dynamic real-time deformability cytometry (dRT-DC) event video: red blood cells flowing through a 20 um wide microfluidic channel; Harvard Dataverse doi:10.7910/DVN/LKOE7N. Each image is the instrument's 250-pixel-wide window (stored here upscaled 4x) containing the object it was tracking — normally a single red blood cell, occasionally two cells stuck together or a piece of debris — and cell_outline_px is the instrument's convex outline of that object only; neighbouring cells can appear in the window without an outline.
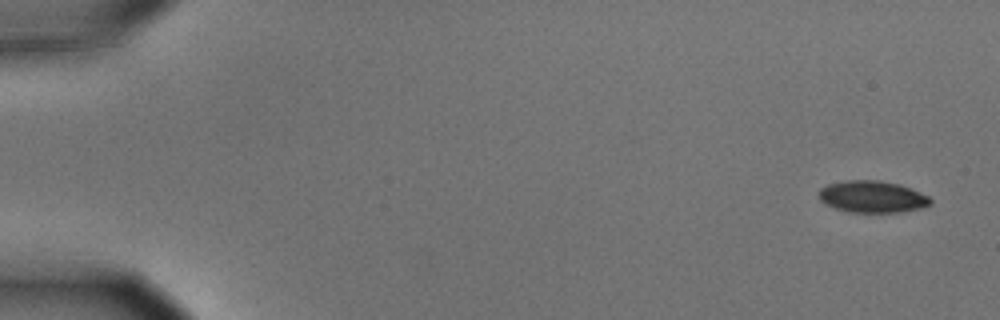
{"species": "common noctule bat (a hibernating species)", "species_latin": "Nyctalus noctula", "temperature_condition": "cold", "stored_images_in_passage": 5, "camera_frame_rate_fps": 3000, "um_per_image_px": 0.085, "animal": {"sex": "male", "body_mass_g": 15.6}, "frame": {"image": 1, "passage_image": 1, "time_ms": 0.0, "image_size_px": [1000, 320], "cell_outline_px": [[932, 204], [920, 208], [900, 212], [848, 212], [836, 208], [820, 200], [820, 188], [828, 184], [844, 180], [880, 180], [900, 184], [920, 192], [928, 196], [932, 200]], "centroid_in_image_um": [74.17, 16.71], "position_along_channel_um": 10.8, "area_um2": 20.63}}
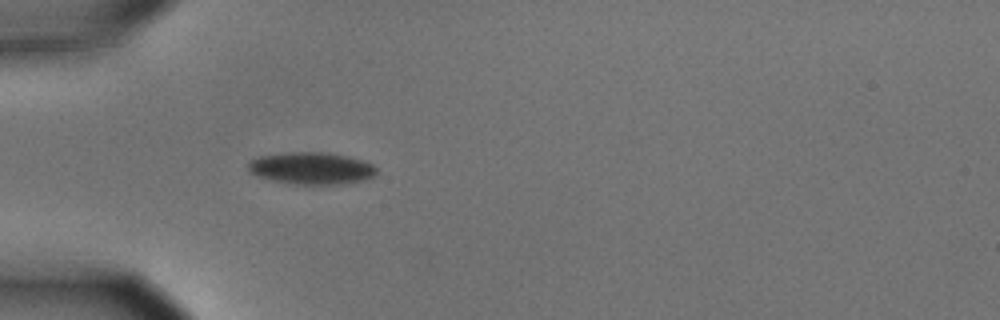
{"frame": {"image": 2, "passage_image": 5, "time_ms": 1.333, "image_size_px": [1000, 320], "cell_outline_px": [[376, 176], [364, 180], [344, 184], [296, 184], [272, 180], [248, 172], [248, 160], [260, 156], [288, 152], [324, 152], [348, 156], [372, 164], [376, 168]], "centroid_in_image_um": [26.47, 14.3], "position_along_channel_um": 58.5, "area_um2": 23.99}}